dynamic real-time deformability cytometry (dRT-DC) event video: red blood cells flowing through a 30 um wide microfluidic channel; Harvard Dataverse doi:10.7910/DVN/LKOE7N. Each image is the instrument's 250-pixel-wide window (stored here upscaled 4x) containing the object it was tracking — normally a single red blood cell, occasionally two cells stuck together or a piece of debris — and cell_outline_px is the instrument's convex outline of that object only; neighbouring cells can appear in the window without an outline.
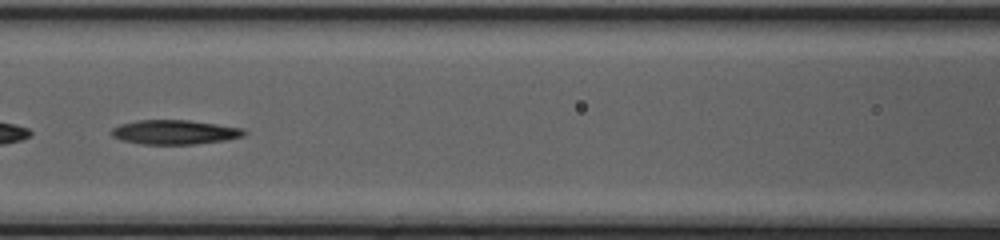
{"species": "common noctule bat (a hibernating species)", "species_latin": "Nyctalus noctula", "temperature_condition": "cold", "stored_images_in_passage": 51, "segment_of_instrument_passage": [2, 2], "camera_frame_rate_fps": 3000, "um_per_image_px": 0.085, "animal": {"sex": "female", "body_mass_g": 20.0, "forearm_length_mm": 54.0}, "frame": {"image": 1, "passage_image": 24, "time_ms": 7.667, "image_size_px": [1000, 240], "cell_outline_px": [[248, 132], [244, 136], [224, 140], [192, 144], [140, 144], [120, 140], [112, 136], [108, 132], [112, 128], [120, 124], [136, 120], [188, 120], [244, 128]], "centroid_in_image_um": [14.81, 11.23], "position_along_channel_um": 151.8, "area_um2": 18.96}}
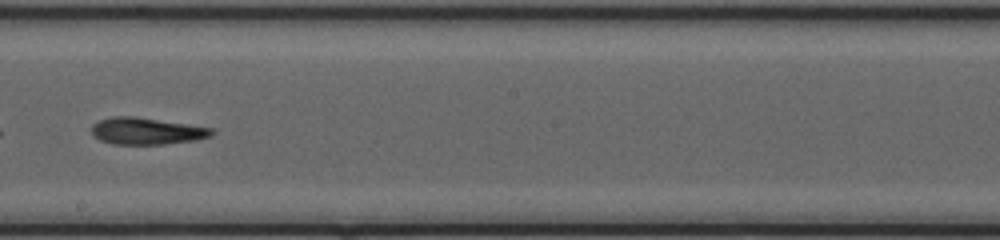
{"frame": {"image": 2, "passage_image": 30, "time_ms": 9.667, "image_size_px": [1000, 240], "cell_outline_px": [[216, 132], [212, 136], [196, 140], [164, 144], [112, 144], [100, 140], [92, 136], [92, 124], [100, 120], [112, 116], [136, 116], [212, 128]], "centroid_in_image_um": [12.45, 11.14], "position_along_channel_um": 235.7, "area_um2": 18.9}}